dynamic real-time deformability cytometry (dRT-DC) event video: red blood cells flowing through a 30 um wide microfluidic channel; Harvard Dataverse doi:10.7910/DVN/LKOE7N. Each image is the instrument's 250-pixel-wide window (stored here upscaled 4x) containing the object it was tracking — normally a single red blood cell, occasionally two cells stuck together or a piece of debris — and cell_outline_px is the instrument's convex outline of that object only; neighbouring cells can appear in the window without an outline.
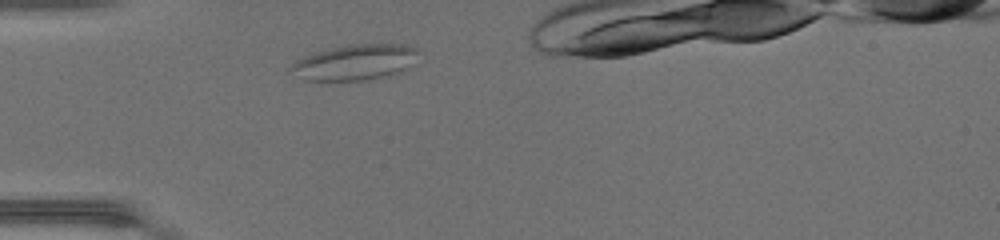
{"species": "common noctule bat (a hibernating species)", "species_latin": "Nyctalus noctula", "temperature_condition": "warm", "stored_images_in_passage": 29, "camera_frame_rate_fps": 3000, "um_per_image_px": 0.085, "animal": {"sex": "female", "body_mass_g": 17.0, "forearm_length_mm": 48.0}, "frame": {"image": 1, "passage_image": 1, "time_ms": 0.0, "image_size_px": [1000, 240], "cell_outline_px": [[412, 52], [404, 68], [388, 76], [364, 80], [304, 80], [292, 68], [292, 64], [316, 52], [332, 48], [352, 44], [400, 44], [412, 48]], "centroid_in_image_um": [30.08, 5.3], "position_along_channel_um": 54.9, "area_um2": 24.68}}
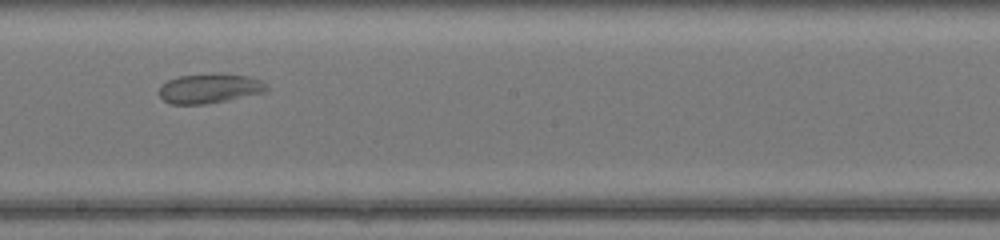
{"frame": {"image": 2, "passage_image": 14, "time_ms": 4.333, "image_size_px": [1000, 240], "cell_outline_px": [[268, 88], [264, 92], [204, 104], [172, 104], [164, 100], [160, 96], [160, 88], [168, 80], [180, 76], [216, 72], [248, 76], [260, 80]], "centroid_in_image_um": [17.8, 7.49], "position_along_channel_um": 230.4, "area_um2": 18.26}}
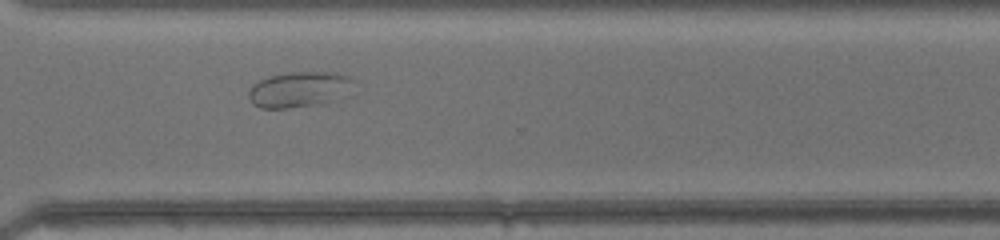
{"frame": {"image": 3, "passage_image": 22, "time_ms": 7.0, "image_size_px": [1000, 240], "cell_outline_px": [[348, 80], [324, 100], [308, 104], [288, 108], [260, 108], [252, 104], [248, 96], [248, 92], [252, 84], [260, 80], [272, 76], [288, 72], [332, 72], [344, 76]], "centroid_in_image_um": [25.02, 7.58], "position_along_channel_um": 345.6, "area_um2": 19.42}}